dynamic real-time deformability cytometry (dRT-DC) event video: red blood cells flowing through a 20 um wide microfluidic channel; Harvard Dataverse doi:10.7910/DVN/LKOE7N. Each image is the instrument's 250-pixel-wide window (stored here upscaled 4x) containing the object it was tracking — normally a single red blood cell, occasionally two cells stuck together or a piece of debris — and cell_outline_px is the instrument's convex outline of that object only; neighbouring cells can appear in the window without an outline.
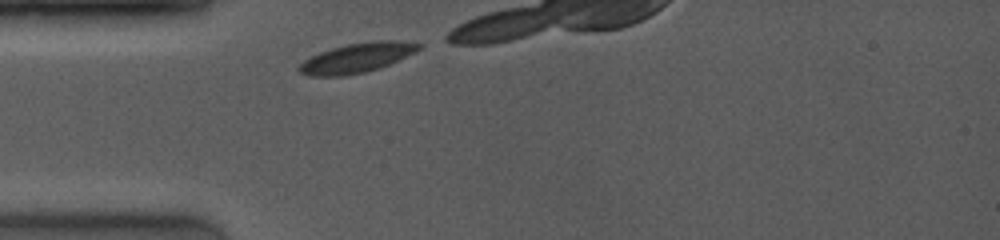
{"species": "common noctule bat (a hibernating species)", "species_latin": "Nyctalus noctula", "temperature_condition": "room temperature", "stored_images_in_passage": 6, "camera_frame_rate_fps": 4000, "um_per_image_px": 0.085, "animal": {"sex": "female", "body_mass_g": 19.0, "forearm_length_mm": 53.3}, "frame": {"image": 1, "passage_image": 1, "time_ms": 0.0, "image_size_px": [1000, 240], "cell_outline_px": [[424, 44], [416, 52], [380, 68], [364, 72], [344, 76], [308, 76], [300, 72], [296, 68], [304, 60], [320, 52], [332, 48], [348, 44], [372, 40], [396, 40]], "centroid_in_image_um": [30.35, 4.91], "position_along_channel_um": 54.7, "area_um2": 20.69}}